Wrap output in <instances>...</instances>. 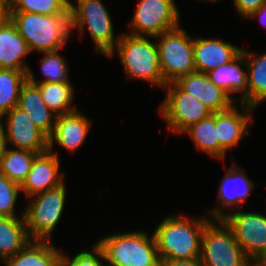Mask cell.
Masks as SVG:
<instances>
[{"mask_svg":"<svg viewBox=\"0 0 266 266\" xmlns=\"http://www.w3.org/2000/svg\"><path fill=\"white\" fill-rule=\"evenodd\" d=\"M193 51L196 71L207 73L231 62L242 48L220 39L194 38Z\"/></svg>","mask_w":266,"mask_h":266,"instance_id":"ac0fdd59","label":"cell"},{"mask_svg":"<svg viewBox=\"0 0 266 266\" xmlns=\"http://www.w3.org/2000/svg\"><path fill=\"white\" fill-rule=\"evenodd\" d=\"M160 38L158 55L163 80L166 84L176 82L180 77L196 71L194 63V38L180 26L165 31Z\"/></svg>","mask_w":266,"mask_h":266,"instance_id":"ba28073f","label":"cell"},{"mask_svg":"<svg viewBox=\"0 0 266 266\" xmlns=\"http://www.w3.org/2000/svg\"><path fill=\"white\" fill-rule=\"evenodd\" d=\"M235 166L232 163L223 176L217 195V200L219 198L218 208L215 207L208 211L212 219H223L227 215V212L223 210L227 207L229 209L231 207L232 212L235 209L240 210L241 203L246 202V199L249 197L248 195L254 187L253 181L247 177L245 172Z\"/></svg>","mask_w":266,"mask_h":266,"instance_id":"5bb4252c","label":"cell"},{"mask_svg":"<svg viewBox=\"0 0 266 266\" xmlns=\"http://www.w3.org/2000/svg\"><path fill=\"white\" fill-rule=\"evenodd\" d=\"M96 244L108 266H160L154 235L143 230L108 235Z\"/></svg>","mask_w":266,"mask_h":266,"instance_id":"277c9868","label":"cell"},{"mask_svg":"<svg viewBox=\"0 0 266 266\" xmlns=\"http://www.w3.org/2000/svg\"><path fill=\"white\" fill-rule=\"evenodd\" d=\"M233 104L229 109L215 112V127H217V138L220 145L226 150H232L234 146L249 134L250 123L252 122L253 107L240 103Z\"/></svg>","mask_w":266,"mask_h":266,"instance_id":"9a60e30c","label":"cell"},{"mask_svg":"<svg viewBox=\"0 0 266 266\" xmlns=\"http://www.w3.org/2000/svg\"><path fill=\"white\" fill-rule=\"evenodd\" d=\"M27 72L0 69V119L18 106L22 86L27 81Z\"/></svg>","mask_w":266,"mask_h":266,"instance_id":"83f0119b","label":"cell"},{"mask_svg":"<svg viewBox=\"0 0 266 266\" xmlns=\"http://www.w3.org/2000/svg\"><path fill=\"white\" fill-rule=\"evenodd\" d=\"M129 34L156 37L179 26V9L174 0H140Z\"/></svg>","mask_w":266,"mask_h":266,"instance_id":"8fae6325","label":"cell"},{"mask_svg":"<svg viewBox=\"0 0 266 266\" xmlns=\"http://www.w3.org/2000/svg\"><path fill=\"white\" fill-rule=\"evenodd\" d=\"M10 11L32 12L43 15L70 14L71 0H9Z\"/></svg>","mask_w":266,"mask_h":266,"instance_id":"f546056e","label":"cell"},{"mask_svg":"<svg viewBox=\"0 0 266 266\" xmlns=\"http://www.w3.org/2000/svg\"><path fill=\"white\" fill-rule=\"evenodd\" d=\"M59 170L60 163L57 153L48 150L39 154L34 159L26 179L20 185L21 192L29 198L60 186L64 183V174Z\"/></svg>","mask_w":266,"mask_h":266,"instance_id":"4fadbf2b","label":"cell"},{"mask_svg":"<svg viewBox=\"0 0 266 266\" xmlns=\"http://www.w3.org/2000/svg\"><path fill=\"white\" fill-rule=\"evenodd\" d=\"M125 69L127 78L144 80L164 88L157 43L151 42L148 36H135L123 33L115 48L107 57H113L115 51Z\"/></svg>","mask_w":266,"mask_h":266,"instance_id":"3957f363","label":"cell"},{"mask_svg":"<svg viewBox=\"0 0 266 266\" xmlns=\"http://www.w3.org/2000/svg\"><path fill=\"white\" fill-rule=\"evenodd\" d=\"M183 91L194 96L213 113L229 109L236 99L217 87L206 73L194 71L175 82Z\"/></svg>","mask_w":266,"mask_h":266,"instance_id":"2e32d148","label":"cell"},{"mask_svg":"<svg viewBox=\"0 0 266 266\" xmlns=\"http://www.w3.org/2000/svg\"><path fill=\"white\" fill-rule=\"evenodd\" d=\"M255 17H259L262 24L266 26V2L257 11L253 12L248 18L251 19Z\"/></svg>","mask_w":266,"mask_h":266,"instance_id":"8d00e7d4","label":"cell"},{"mask_svg":"<svg viewBox=\"0 0 266 266\" xmlns=\"http://www.w3.org/2000/svg\"><path fill=\"white\" fill-rule=\"evenodd\" d=\"M17 107L24 111L30 117L33 124L48 138L51 136L57 115L42 100L37 85L26 81L21 88Z\"/></svg>","mask_w":266,"mask_h":266,"instance_id":"44dd1931","label":"cell"},{"mask_svg":"<svg viewBox=\"0 0 266 266\" xmlns=\"http://www.w3.org/2000/svg\"><path fill=\"white\" fill-rule=\"evenodd\" d=\"M10 20L26 40L30 52L62 49L71 34L70 14L43 15L10 11Z\"/></svg>","mask_w":266,"mask_h":266,"instance_id":"7a4b0ae2","label":"cell"},{"mask_svg":"<svg viewBox=\"0 0 266 266\" xmlns=\"http://www.w3.org/2000/svg\"><path fill=\"white\" fill-rule=\"evenodd\" d=\"M29 53L31 52L26 40L12 21L8 20L0 27V69L27 72L29 66L24 57Z\"/></svg>","mask_w":266,"mask_h":266,"instance_id":"ffe728a7","label":"cell"},{"mask_svg":"<svg viewBox=\"0 0 266 266\" xmlns=\"http://www.w3.org/2000/svg\"><path fill=\"white\" fill-rule=\"evenodd\" d=\"M246 58L241 51L231 62L218 66L217 68L208 71L206 74L209 79L219 88L224 90L229 96L232 93L241 92V97L236 98V102L247 105V71Z\"/></svg>","mask_w":266,"mask_h":266,"instance_id":"d6986e66","label":"cell"},{"mask_svg":"<svg viewBox=\"0 0 266 266\" xmlns=\"http://www.w3.org/2000/svg\"><path fill=\"white\" fill-rule=\"evenodd\" d=\"M202 1H208V2H217V1H219V0H202Z\"/></svg>","mask_w":266,"mask_h":266,"instance_id":"f35d334b","label":"cell"},{"mask_svg":"<svg viewBox=\"0 0 266 266\" xmlns=\"http://www.w3.org/2000/svg\"><path fill=\"white\" fill-rule=\"evenodd\" d=\"M160 266H203L200 259L192 260H161Z\"/></svg>","mask_w":266,"mask_h":266,"instance_id":"836d02e7","label":"cell"},{"mask_svg":"<svg viewBox=\"0 0 266 266\" xmlns=\"http://www.w3.org/2000/svg\"><path fill=\"white\" fill-rule=\"evenodd\" d=\"M21 187L0 173V217H19L15 204Z\"/></svg>","mask_w":266,"mask_h":266,"instance_id":"4dcf8cb0","label":"cell"},{"mask_svg":"<svg viewBox=\"0 0 266 266\" xmlns=\"http://www.w3.org/2000/svg\"><path fill=\"white\" fill-rule=\"evenodd\" d=\"M38 155L36 152L7 147L0 162V173L21 185Z\"/></svg>","mask_w":266,"mask_h":266,"instance_id":"4316f807","label":"cell"},{"mask_svg":"<svg viewBox=\"0 0 266 266\" xmlns=\"http://www.w3.org/2000/svg\"><path fill=\"white\" fill-rule=\"evenodd\" d=\"M255 266H266V262L265 261L260 262V263L256 264Z\"/></svg>","mask_w":266,"mask_h":266,"instance_id":"74e56055","label":"cell"},{"mask_svg":"<svg viewBox=\"0 0 266 266\" xmlns=\"http://www.w3.org/2000/svg\"><path fill=\"white\" fill-rule=\"evenodd\" d=\"M247 69V105L256 108L266 101V53L255 55L242 49Z\"/></svg>","mask_w":266,"mask_h":266,"instance_id":"cb8c5ba5","label":"cell"},{"mask_svg":"<svg viewBox=\"0 0 266 266\" xmlns=\"http://www.w3.org/2000/svg\"><path fill=\"white\" fill-rule=\"evenodd\" d=\"M37 86L42 100L57 116L69 114L77 110L71 105L73 103L74 91L70 82L38 83Z\"/></svg>","mask_w":266,"mask_h":266,"instance_id":"484cf974","label":"cell"},{"mask_svg":"<svg viewBox=\"0 0 266 266\" xmlns=\"http://www.w3.org/2000/svg\"><path fill=\"white\" fill-rule=\"evenodd\" d=\"M208 218L188 219L184 215H168L153 232L160 260H192L200 258L201 237Z\"/></svg>","mask_w":266,"mask_h":266,"instance_id":"6da1fadb","label":"cell"},{"mask_svg":"<svg viewBox=\"0 0 266 266\" xmlns=\"http://www.w3.org/2000/svg\"><path fill=\"white\" fill-rule=\"evenodd\" d=\"M235 210L223 218L253 264L266 261V216Z\"/></svg>","mask_w":266,"mask_h":266,"instance_id":"30bf717a","label":"cell"},{"mask_svg":"<svg viewBox=\"0 0 266 266\" xmlns=\"http://www.w3.org/2000/svg\"><path fill=\"white\" fill-rule=\"evenodd\" d=\"M61 254L51 241L31 240L4 263L5 266H60Z\"/></svg>","mask_w":266,"mask_h":266,"instance_id":"7402d4cb","label":"cell"},{"mask_svg":"<svg viewBox=\"0 0 266 266\" xmlns=\"http://www.w3.org/2000/svg\"><path fill=\"white\" fill-rule=\"evenodd\" d=\"M212 219L201 237L200 261L203 266H255L236 241L223 219Z\"/></svg>","mask_w":266,"mask_h":266,"instance_id":"5b68a950","label":"cell"},{"mask_svg":"<svg viewBox=\"0 0 266 266\" xmlns=\"http://www.w3.org/2000/svg\"><path fill=\"white\" fill-rule=\"evenodd\" d=\"M7 149V139L4 130V125L0 119V162Z\"/></svg>","mask_w":266,"mask_h":266,"instance_id":"d590c367","label":"cell"},{"mask_svg":"<svg viewBox=\"0 0 266 266\" xmlns=\"http://www.w3.org/2000/svg\"><path fill=\"white\" fill-rule=\"evenodd\" d=\"M266 0H233L234 6L241 17L245 19L257 11Z\"/></svg>","mask_w":266,"mask_h":266,"instance_id":"d6a6232c","label":"cell"},{"mask_svg":"<svg viewBox=\"0 0 266 266\" xmlns=\"http://www.w3.org/2000/svg\"><path fill=\"white\" fill-rule=\"evenodd\" d=\"M188 134L195 146L202 152L217 159H225L226 150L220 145L215 127V112L209 117L187 128L183 134Z\"/></svg>","mask_w":266,"mask_h":266,"instance_id":"d4e9b609","label":"cell"},{"mask_svg":"<svg viewBox=\"0 0 266 266\" xmlns=\"http://www.w3.org/2000/svg\"><path fill=\"white\" fill-rule=\"evenodd\" d=\"M91 127V121L80 111L57 116L54 130L48 138L49 151L54 143L70 152L76 151L86 140Z\"/></svg>","mask_w":266,"mask_h":266,"instance_id":"e0dca14e","label":"cell"},{"mask_svg":"<svg viewBox=\"0 0 266 266\" xmlns=\"http://www.w3.org/2000/svg\"><path fill=\"white\" fill-rule=\"evenodd\" d=\"M2 117H6L4 130L7 144L13 145L14 149L28 150L38 154L49 150L48 137L19 107L12 108Z\"/></svg>","mask_w":266,"mask_h":266,"instance_id":"7c38bea8","label":"cell"},{"mask_svg":"<svg viewBox=\"0 0 266 266\" xmlns=\"http://www.w3.org/2000/svg\"><path fill=\"white\" fill-rule=\"evenodd\" d=\"M0 2H9V0H0Z\"/></svg>","mask_w":266,"mask_h":266,"instance_id":"ab89813d","label":"cell"},{"mask_svg":"<svg viewBox=\"0 0 266 266\" xmlns=\"http://www.w3.org/2000/svg\"><path fill=\"white\" fill-rule=\"evenodd\" d=\"M10 20V2H0V27Z\"/></svg>","mask_w":266,"mask_h":266,"instance_id":"e575fe53","label":"cell"},{"mask_svg":"<svg viewBox=\"0 0 266 266\" xmlns=\"http://www.w3.org/2000/svg\"><path fill=\"white\" fill-rule=\"evenodd\" d=\"M166 98L160 104V115L173 133L183 134L191 125L209 117L213 112L175 82L168 83Z\"/></svg>","mask_w":266,"mask_h":266,"instance_id":"9c48e42d","label":"cell"},{"mask_svg":"<svg viewBox=\"0 0 266 266\" xmlns=\"http://www.w3.org/2000/svg\"><path fill=\"white\" fill-rule=\"evenodd\" d=\"M66 189L64 182L56 188L29 197L24 218L31 240L51 241L52 233L63 215Z\"/></svg>","mask_w":266,"mask_h":266,"instance_id":"52a82bcc","label":"cell"},{"mask_svg":"<svg viewBox=\"0 0 266 266\" xmlns=\"http://www.w3.org/2000/svg\"><path fill=\"white\" fill-rule=\"evenodd\" d=\"M31 241L24 211L21 218L0 217V259L1 262L14 256Z\"/></svg>","mask_w":266,"mask_h":266,"instance_id":"603a6c76","label":"cell"},{"mask_svg":"<svg viewBox=\"0 0 266 266\" xmlns=\"http://www.w3.org/2000/svg\"><path fill=\"white\" fill-rule=\"evenodd\" d=\"M102 260H104L103 251L97 244H94L92 251L84 249L74 255L72 259L70 257H66V255L62 252L60 266H102Z\"/></svg>","mask_w":266,"mask_h":266,"instance_id":"1f68e13d","label":"cell"},{"mask_svg":"<svg viewBox=\"0 0 266 266\" xmlns=\"http://www.w3.org/2000/svg\"><path fill=\"white\" fill-rule=\"evenodd\" d=\"M71 30L79 29L80 35L87 28L94 41L95 51L108 56L119 41L114 37V27L109 10L101 0H77V5L70 3Z\"/></svg>","mask_w":266,"mask_h":266,"instance_id":"8992f818","label":"cell"},{"mask_svg":"<svg viewBox=\"0 0 266 266\" xmlns=\"http://www.w3.org/2000/svg\"><path fill=\"white\" fill-rule=\"evenodd\" d=\"M60 49L54 51L40 52L44 54L41 59V71L45 76L41 82H38L34 77L31 68L27 70V81L37 85L38 83H50V82H69V75L67 69V63L65 58L58 54Z\"/></svg>","mask_w":266,"mask_h":266,"instance_id":"f1b7e54d","label":"cell"}]
</instances>
